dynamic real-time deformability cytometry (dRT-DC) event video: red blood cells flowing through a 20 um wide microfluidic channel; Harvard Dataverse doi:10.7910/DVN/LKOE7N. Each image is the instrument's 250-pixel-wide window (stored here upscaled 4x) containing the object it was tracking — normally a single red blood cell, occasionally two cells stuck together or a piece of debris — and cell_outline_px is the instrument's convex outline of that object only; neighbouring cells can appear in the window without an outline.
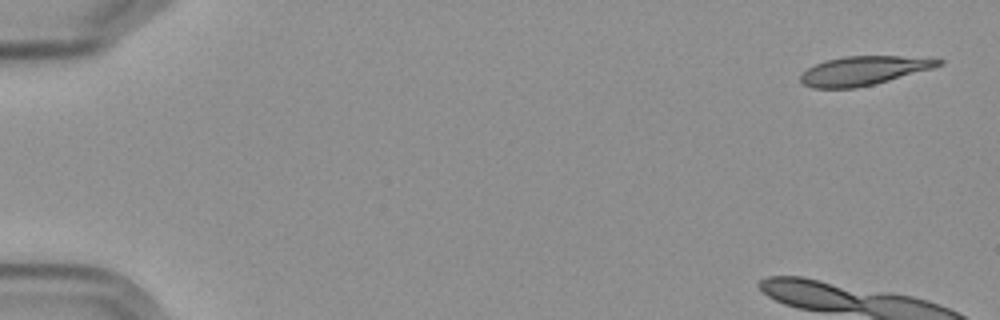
{"species": "Egyptian fruit bat (a non-hibernating species)", "species_latin": "Rousettus aegyptiacus", "temperature_condition": "cold", "stored_images_in_passage": 10, "camera_frame_rate_fps": 3000, "um_per_image_px": 0.085, "frame": {"image": 1, "passage_image": 1, "time_ms": 0.0, "image_size_px": [1000, 320], "cell_outline_px": [[944, 64], [932, 68], [888, 80], [856, 88], [812, 88], [804, 84], [800, 80], [800, 76], [808, 68], [824, 60], [844, 56], [900, 56], [944, 60]], "centroid_in_image_um": [73.37, 6.0], "position_along_channel_um": 11.6, "area_um2": 22.95}}
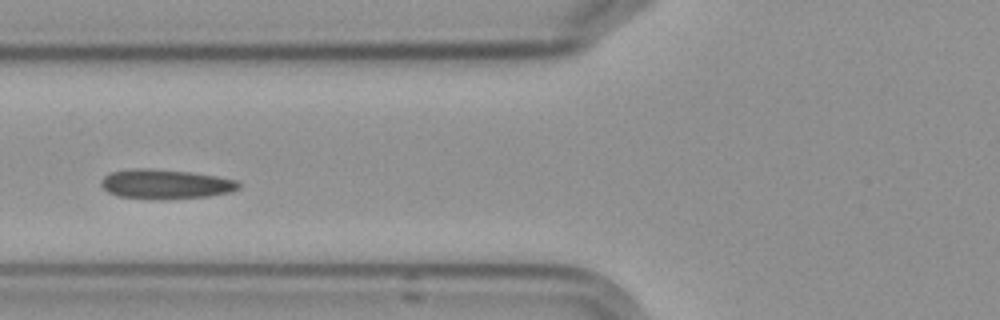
{"frame": {"image": 2, "passage_image": 7, "time_ms": 8.0, "image_size_px": [1000, 320], "cell_outline_px": [[240, 188], [232, 192], [208, 196], [160, 200], [116, 196], [108, 192], [100, 184], [100, 180], [104, 176], [112, 172], [136, 168], [148, 168], [188, 172], [216, 176], [236, 180], [240, 184]], "centroid_in_image_um": [14.06, 15.66], "position_along_channel_um": 111.7, "area_um2": 23.76}}
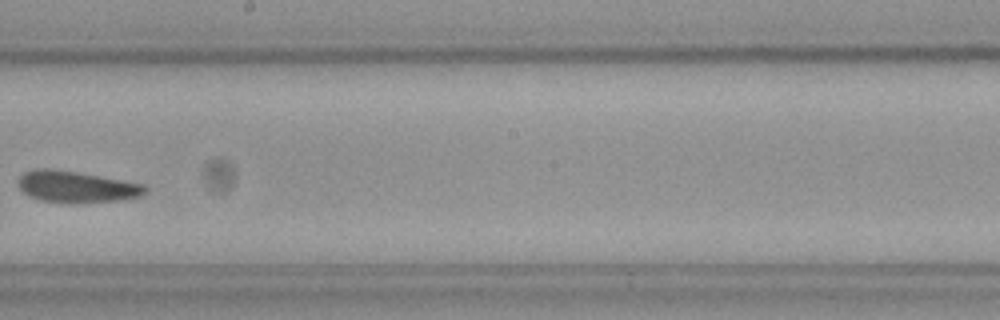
{"frame": {"image": 3, "passage_image": 10, "time_ms": 11.667, "image_size_px": [1000, 320], "cell_outline_px": [[148, 188], [140, 196], [120, 200], [76, 204], [68, 204], [40, 200], [28, 196], [20, 188], [20, 176], [24, 172], [36, 168], [52, 168], [76, 172], [144, 184]], "centroid_in_image_um": [6.48, 15.89], "position_along_channel_um": 241.7, "area_um2": 23.35}}